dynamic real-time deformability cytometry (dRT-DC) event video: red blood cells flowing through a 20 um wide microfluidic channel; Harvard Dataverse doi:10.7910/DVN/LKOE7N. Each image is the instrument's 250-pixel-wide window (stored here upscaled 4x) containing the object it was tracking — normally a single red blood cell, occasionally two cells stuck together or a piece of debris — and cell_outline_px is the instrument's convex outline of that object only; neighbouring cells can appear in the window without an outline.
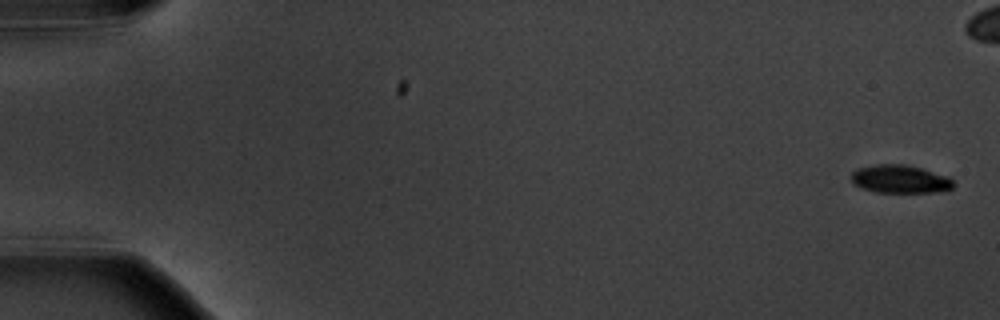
{"species": "common noctule bat (a hibernating species)", "species_latin": "Nyctalus noctula", "temperature_condition": "warm", "stored_images_in_passage": 7, "camera_frame_rate_fps": 3000, "um_per_image_px": 0.085, "animal": {"sex": "male", "body_mass_g": 20.1, "forearm_length_mm": 53.5}, "frame": {"image": 1, "passage_image": 1, "time_ms": 0.0, "image_size_px": [1000, 320], "cell_outline_px": [[956, 184], [952, 188], [936, 192], [876, 192], [860, 188], [852, 184], [852, 172], [856, 168], [876, 164], [904, 164], [920, 168], [948, 176]], "centroid_in_image_um": [76.48, 15.22], "position_along_channel_um": 8.5, "area_um2": 16.82}}
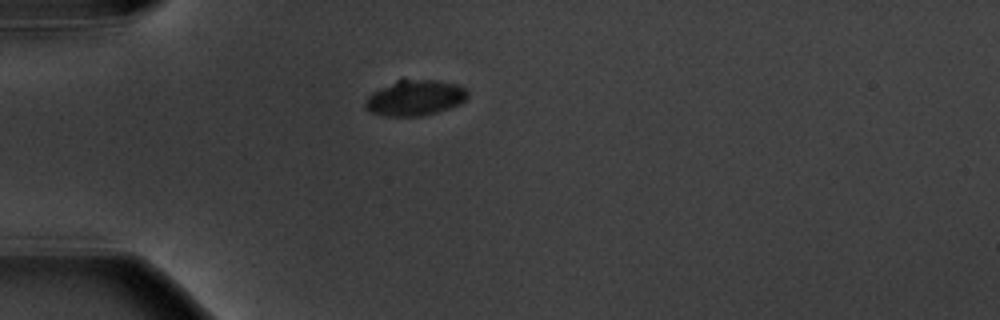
{"frame": {"image": 2, "passage_image": 7, "time_ms": 7.0, "image_size_px": [1000, 320], "cell_outline_px": [[468, 96], [460, 104], [424, 116], [384, 116], [372, 112], [364, 108], [364, 104], [368, 96], [372, 92], [396, 80], [436, 80], [456, 84], [464, 88], [468, 92]], "centroid_in_image_um": [35.26, 8.32], "position_along_channel_um": 49.7, "area_um2": 21.1}}